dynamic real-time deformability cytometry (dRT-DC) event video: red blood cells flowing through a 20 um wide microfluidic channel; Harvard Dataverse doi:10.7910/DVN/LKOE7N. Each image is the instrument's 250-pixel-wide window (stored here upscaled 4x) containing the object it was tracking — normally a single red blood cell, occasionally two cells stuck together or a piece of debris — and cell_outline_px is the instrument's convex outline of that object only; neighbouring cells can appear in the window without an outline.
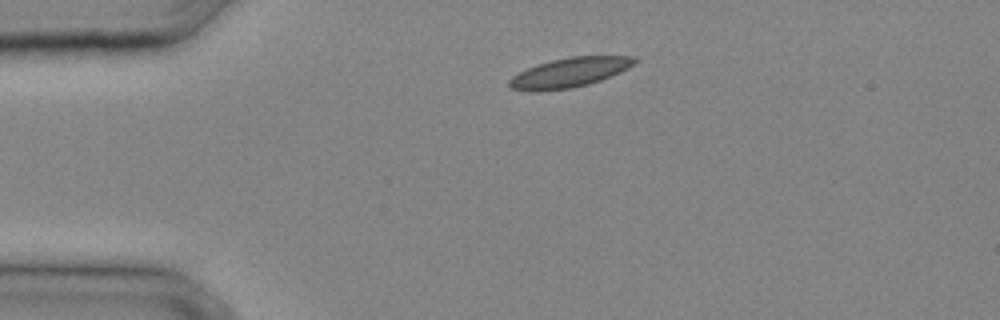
{"species": "common noctule bat (a hibernating species)", "species_latin": "Nyctalus noctula", "temperature_condition": "cold", "stored_images_in_passage": 22, "camera_frame_rate_fps": 3000, "um_per_image_px": 0.085, "animal": {"sex": "male", "body_mass_g": 20.4}, "frame": {"image": 1, "passage_image": 1, "time_ms": 0.0, "image_size_px": [1000, 320], "cell_outline_px": [[640, 60], [628, 68], [620, 72], [600, 80], [588, 84], [572, 88], [540, 92], [532, 92], [512, 88], [508, 84], [508, 80], [512, 76], [528, 68], [552, 60], [572, 56], [636, 56]], "centroid_in_image_um": [48.43, 6.17], "position_along_channel_um": 36.6, "area_um2": 21.62}}
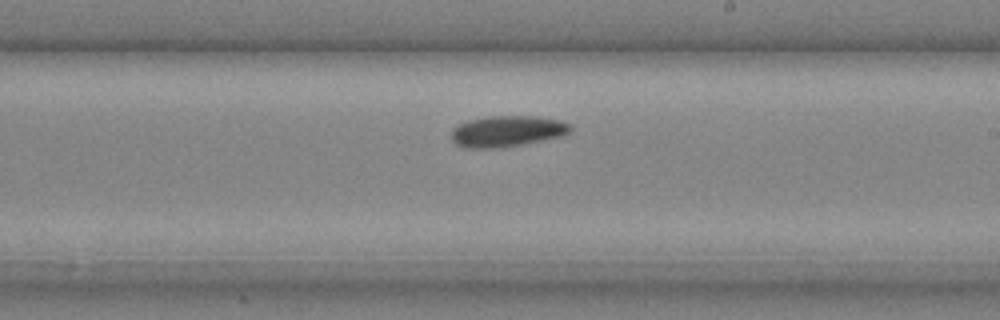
{"frame": {"image": 2, "passage_image": 13, "time_ms": 4.0, "image_size_px": [1000, 320], "cell_outline_px": [[572, 132], [564, 136], [520, 144], [492, 148], [468, 148], [456, 144], [452, 140], [452, 128], [456, 124], [468, 120], [488, 116], [532, 116], [560, 120], [572, 124]], "centroid_in_image_um": [43.12, 11.14], "position_along_channel_um": 245.9, "area_um2": 21.62}}
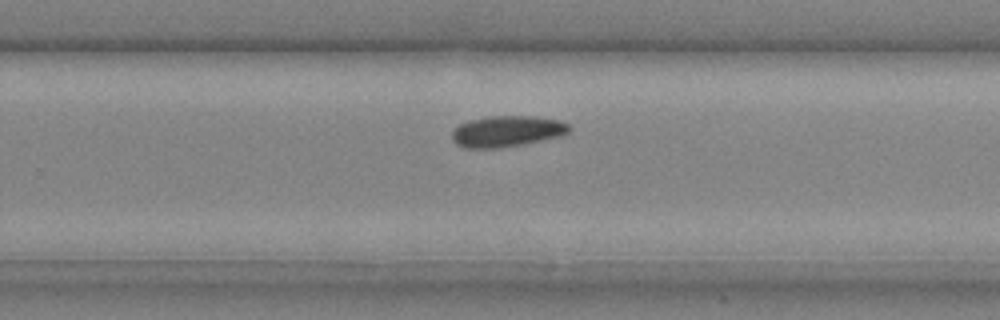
{"frame": {"image": 3, "passage_image": 15, "time_ms": 4.667, "image_size_px": [1000, 320], "cell_outline_px": [[572, 128], [568, 132], [560, 136], [524, 144], [500, 148], [464, 148], [456, 144], [452, 140], [452, 132], [460, 124], [468, 120], [488, 116], [536, 116], [560, 120], [568, 124]], "centroid_in_image_um": [43.09, 11.16], "position_along_channel_um": 286.7, "area_um2": 21.39}}